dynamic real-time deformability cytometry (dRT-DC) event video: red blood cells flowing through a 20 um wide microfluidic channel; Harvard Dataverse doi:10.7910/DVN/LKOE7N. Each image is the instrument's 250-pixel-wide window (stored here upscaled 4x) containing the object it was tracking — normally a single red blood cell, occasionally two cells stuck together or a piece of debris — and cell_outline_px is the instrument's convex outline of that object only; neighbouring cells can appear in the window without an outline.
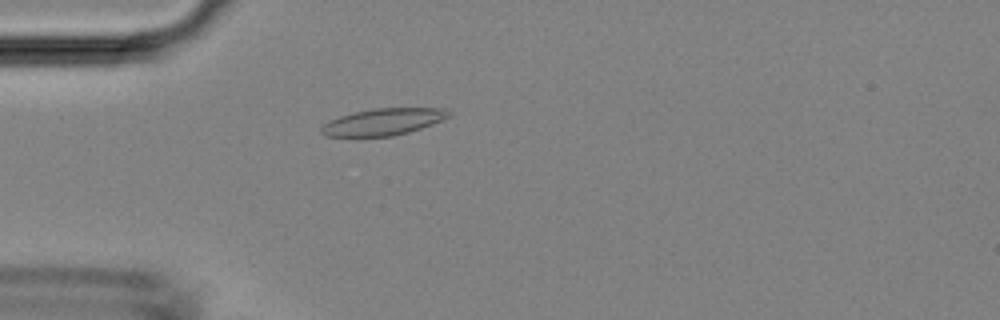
{"species": "Egyptian fruit bat (a non-hibernating species)", "species_latin": "Rousettus aegyptiacus", "temperature_condition": "room temperature", "stored_images_in_passage": 32, "camera_frame_rate_fps": 3000, "um_per_image_px": 0.085, "animal": {"sex": "female"}, "frame": {"image": 1, "passage_image": 14, "time_ms": 4.333, "image_size_px": [1000, 320], "cell_outline_px": [[452, 112], [448, 116], [432, 124], [408, 132], [392, 136], [324, 136], [320, 132], [320, 128], [328, 120], [352, 112], [372, 108], [448, 108]], "centroid_in_image_um": [32.54, 10.34], "position_along_channel_um": 52.5, "area_um2": 19.88}}
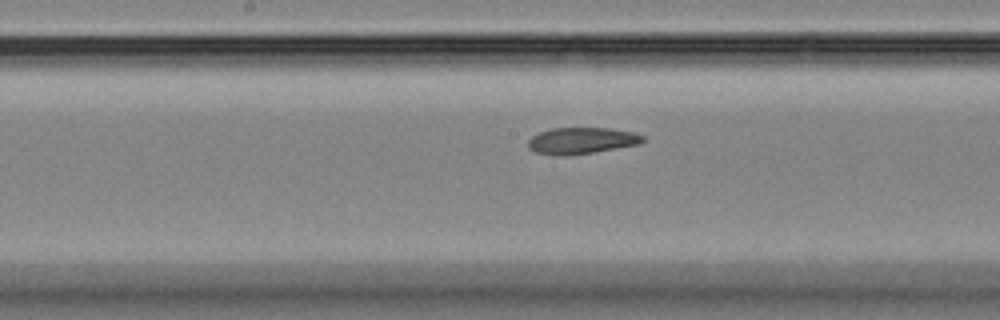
{"frame": {"image": 2, "passage_image": 25, "time_ms": 8.0, "image_size_px": [1000, 320], "cell_outline_px": [[644, 140], [640, 144], [592, 152], [564, 156], [556, 156], [532, 152], [528, 148], [528, 140], [532, 136], [540, 132], [552, 128], [608, 128], [632, 132], [644, 136]], "centroid_in_image_um": [49.38, 11.96], "position_along_channel_um": 198.8, "area_um2": 17.69}}
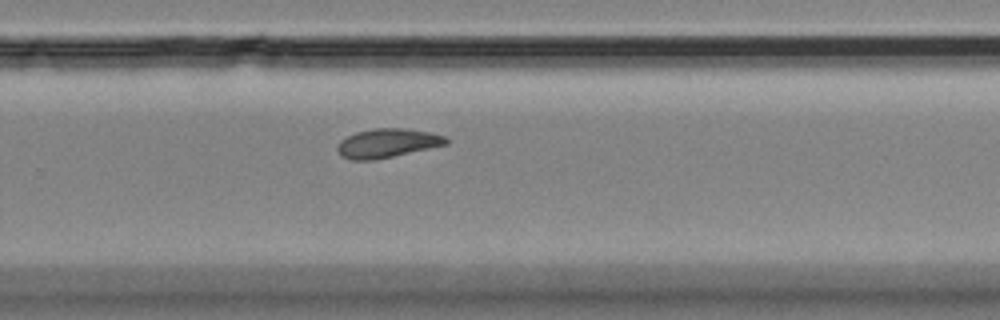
{"frame": {"image": 3, "passage_image": 32, "time_ms": 10.333, "image_size_px": [1000, 320], "cell_outline_px": [[448, 144], [376, 160], [352, 160], [340, 156], [336, 148], [340, 140], [356, 132], [376, 128], [404, 128], [428, 132], [444, 136], [448, 140]], "centroid_in_image_um": [32.89, 12.18], "position_along_channel_um": 296.9, "area_um2": 18.32}}